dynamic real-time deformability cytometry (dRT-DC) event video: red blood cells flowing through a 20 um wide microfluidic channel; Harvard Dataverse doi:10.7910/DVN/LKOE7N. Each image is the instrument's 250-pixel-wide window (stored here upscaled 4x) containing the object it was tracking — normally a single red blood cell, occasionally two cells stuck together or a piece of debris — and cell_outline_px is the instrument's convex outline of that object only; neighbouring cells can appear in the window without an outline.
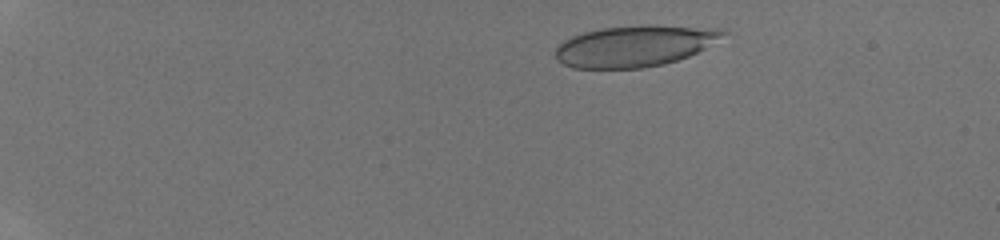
{"species": "human", "species_latin": "Homo sapiens", "temperature_condition": "room temperature", "stored_images_in_passage": 44, "segment_of_instrument_passage": [1, 2], "camera_frame_rate_fps": 3000, "um_per_image_px": 0.085, "donor": {"sex": "male"}, "frame": {"image": 1, "passage_image": 6, "time_ms": 1.667, "image_size_px": [1000, 240], "cell_outline_px": [[728, 32], [704, 48], [688, 56], [664, 64], [644, 68], [572, 68], [556, 60], [556, 48], [564, 40], [572, 36], [584, 32], [600, 28], [644, 24], [652, 24], [724, 28]], "centroid_in_image_um": [53.95, 3.89], "position_along_channel_um": 31.0, "area_um2": 40.46}}
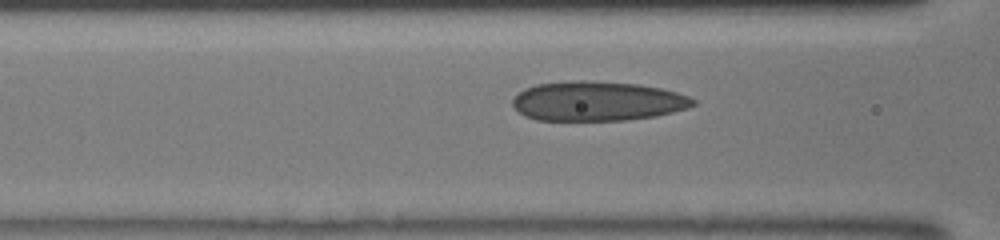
{"frame": {"image": 2, "passage_image": 19, "time_ms": 6.0, "image_size_px": [1000, 240], "cell_outline_px": [[696, 104], [688, 108], [656, 116], [624, 120], [536, 120], [524, 116], [512, 104], [512, 100], [524, 88], [536, 84], [568, 80], [588, 80], [640, 84], [660, 88], [676, 92], [688, 96], [696, 100]], "centroid_in_image_um": [50.77, 8.59], "position_along_channel_um": 115.8, "area_um2": 41.79}}
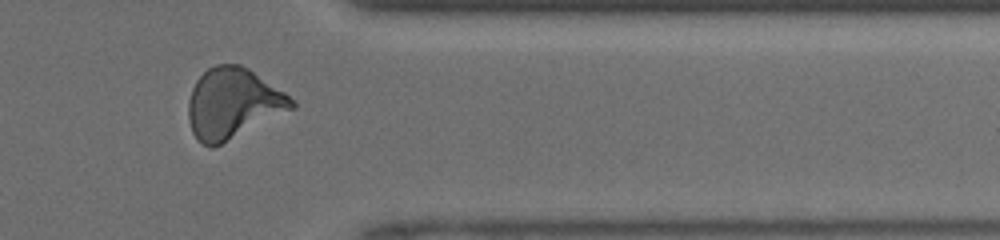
{"frame": {"image": 3, "passage_image": 37, "time_ms": 12.0, "image_size_px": [1000, 240], "cell_outline_px": [[296, 108], [212, 148], [208, 148], [200, 144], [196, 140], [192, 132], [188, 120], [188, 100], [192, 88], [196, 80], [208, 68], [216, 64], [240, 64], [248, 68], [296, 100]], "centroid_in_image_um": [19.78, 8.81], "position_along_channel_um": 391.6, "area_um2": 42.66}}